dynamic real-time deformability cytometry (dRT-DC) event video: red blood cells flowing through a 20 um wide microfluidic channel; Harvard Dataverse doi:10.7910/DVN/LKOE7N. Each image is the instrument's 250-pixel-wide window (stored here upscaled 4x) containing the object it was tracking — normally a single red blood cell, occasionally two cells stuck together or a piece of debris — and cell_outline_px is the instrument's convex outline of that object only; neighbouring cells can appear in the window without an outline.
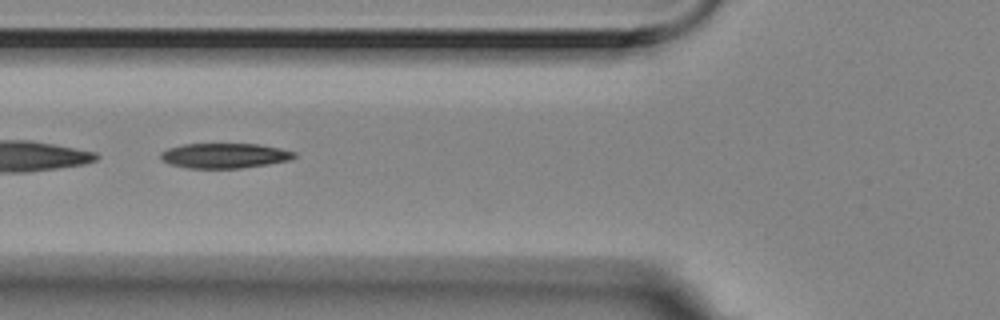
{"species": "Egyptian fruit bat (a non-hibernating species)", "species_latin": "Rousettus aegyptiacus", "temperature_condition": "room temperature", "stored_images_in_passage": 15, "segment_of_instrument_passage": [2, 2], "camera_frame_rate_fps": 3000, "um_per_image_px": 0.085, "animal": {"sex": "female"}, "frame": {"image": 1, "passage_image": 6, "time_ms": 1.667, "image_size_px": [1000, 320], "cell_outline_px": [[296, 156], [288, 160], [268, 164], [240, 168], [188, 168], [172, 164], [160, 160], [160, 152], [168, 148], [184, 144], [256, 144], [280, 148], [296, 152]], "centroid_in_image_um": [19.06, 13.23], "position_along_channel_um": 106.7, "area_um2": 19.36}}
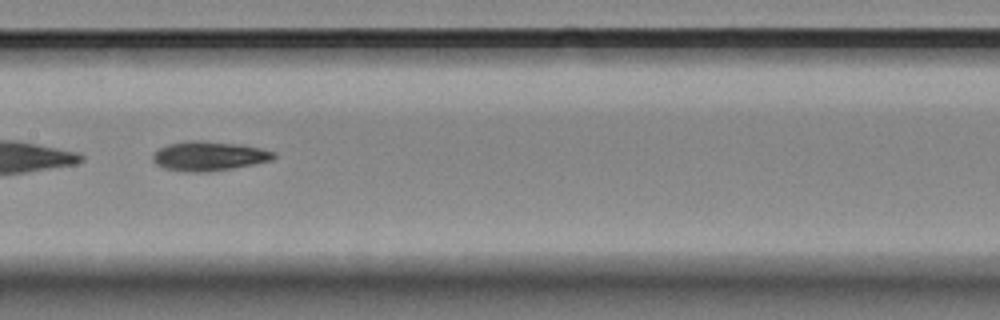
{"frame": {"image": 2, "passage_image": 8, "time_ms": 2.333, "image_size_px": [1000, 320], "cell_outline_px": [[276, 156], [272, 160], [252, 164], [204, 172], [196, 172], [164, 168], [156, 164], [152, 160], [152, 156], [160, 148], [168, 144], [188, 140], [204, 140], [240, 144], [260, 148], [276, 152]], "centroid_in_image_um": [17.76, 13.24], "position_along_channel_um": 189.6, "area_um2": 20.46}}
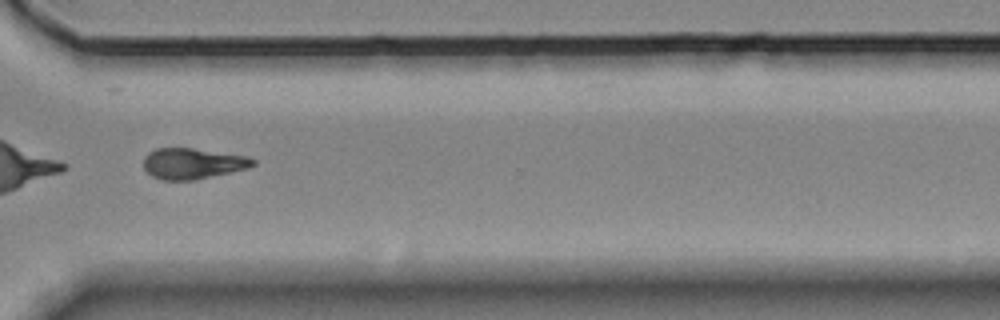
{"frame": {"image": 3, "passage_image": 12, "time_ms": 3.667, "image_size_px": [1000, 320], "cell_outline_px": [[256, 164], [248, 168], [192, 180], [164, 180], [152, 176], [144, 168], [144, 156], [148, 152], [156, 148], [192, 148], [248, 156], [256, 160]], "centroid_in_image_um": [16.37, 13.89], "position_along_channel_um": 354.2, "area_um2": 19.54}}